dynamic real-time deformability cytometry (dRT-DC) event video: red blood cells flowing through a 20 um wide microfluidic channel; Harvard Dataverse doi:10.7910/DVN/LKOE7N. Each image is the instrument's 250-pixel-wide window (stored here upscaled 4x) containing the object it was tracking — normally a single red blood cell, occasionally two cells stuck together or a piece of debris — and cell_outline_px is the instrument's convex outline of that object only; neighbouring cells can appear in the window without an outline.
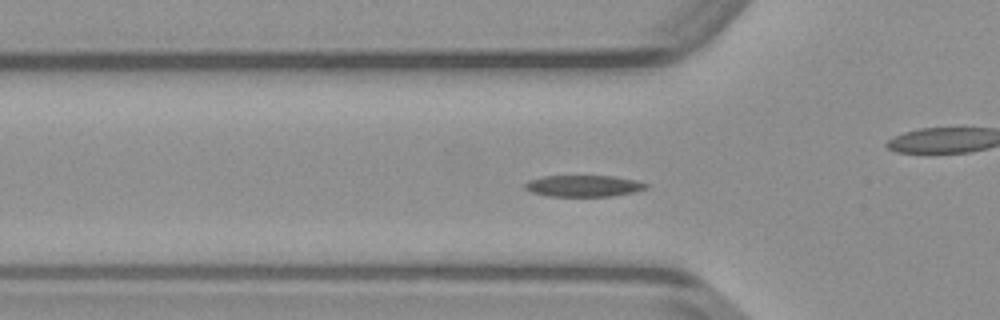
{"species": "common noctule bat (a hibernating species)", "species_latin": "Nyctalus noctula", "temperature_condition": "warm", "stored_images_in_passage": 50, "camera_frame_rate_fps": 3000, "um_per_image_px": 0.085, "animal": {"sex": "male", "body_mass_g": 23.1, "forearm_length_mm": 52.7}, "frame": {"image": 1, "passage_image": 16, "time_ms": 5.0, "image_size_px": [1000, 320], "cell_outline_px": [[648, 188], [636, 192], [612, 196], [548, 196], [532, 192], [524, 188], [524, 184], [528, 180], [544, 176], [612, 176], [636, 180], [648, 184]], "centroid_in_image_um": [49.62, 15.8], "position_along_channel_um": 76.2, "area_um2": 15.2}}
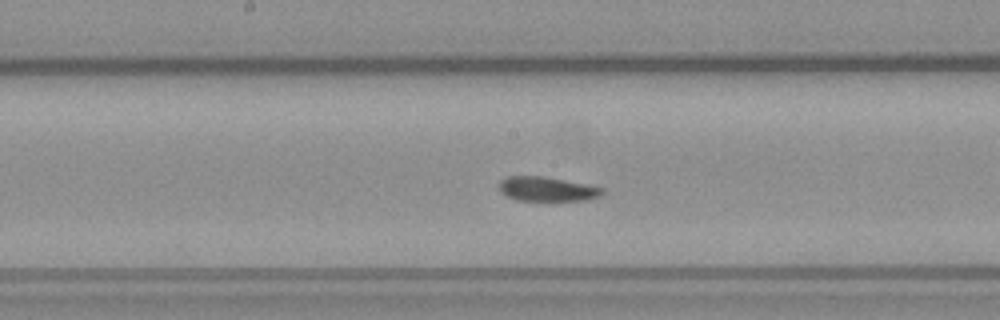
{"frame": {"image": 2, "passage_image": 25, "time_ms": 8.0, "image_size_px": [1000, 320], "cell_outline_px": [[604, 192], [600, 196], [588, 200], [516, 200], [500, 192], [496, 184], [500, 180], [508, 176], [544, 176], [604, 188]], "centroid_in_image_um": [46.45, 16.06], "position_along_channel_um": 201.8, "area_um2": 14.68}}
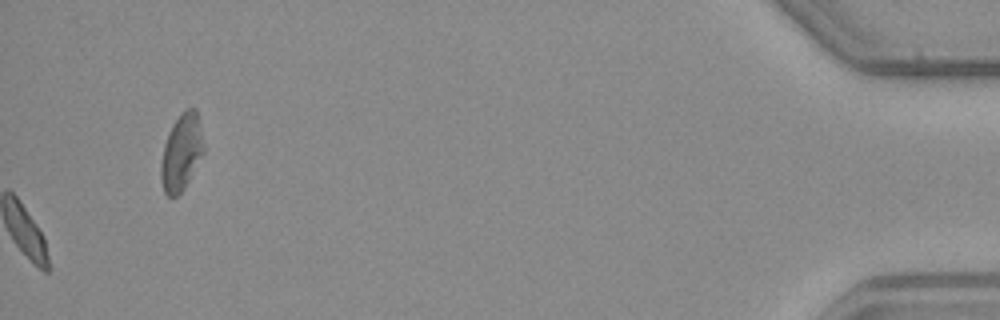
{"frame": {"image": 3, "passage_image": 50, "time_ms": 16.333, "image_size_px": [1000, 320], "cell_outline_px": [[204, 152], [184, 188], [176, 196], [168, 196], [164, 192], [160, 180], [160, 164], [164, 144], [168, 132], [172, 124], [180, 112], [188, 108], [196, 108], [200, 124], [204, 148]], "centroid_in_image_um": [15.4, 12.92], "position_along_channel_um": 419.8, "area_um2": 19.13}}